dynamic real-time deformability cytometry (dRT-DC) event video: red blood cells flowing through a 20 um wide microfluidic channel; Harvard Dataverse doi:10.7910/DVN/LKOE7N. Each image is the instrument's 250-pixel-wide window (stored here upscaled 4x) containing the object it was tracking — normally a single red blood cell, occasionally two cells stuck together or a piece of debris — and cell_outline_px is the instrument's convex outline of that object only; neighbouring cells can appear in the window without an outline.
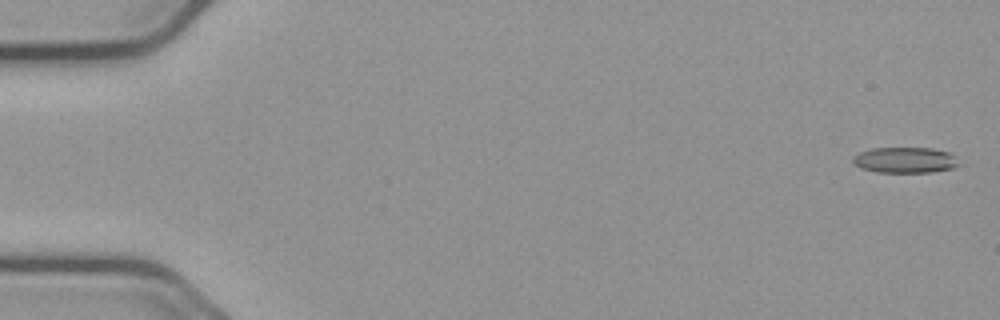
{"species": "common noctule bat (a hibernating species)", "species_latin": "Nyctalus noctula", "temperature_condition": "cold", "stored_images_in_passage": 11, "camera_frame_rate_fps": 3000, "um_per_image_px": 0.085, "animal": {"sex": "male", "body_mass_g": 23.1, "forearm_length_mm": 52.7}, "frame": {"image": 1, "passage_image": 1, "time_ms": 0.0, "image_size_px": [1000, 320], "cell_outline_px": [[968, 164], [952, 168], [932, 172], [876, 172], [860, 168], [852, 164], [852, 156], [860, 152], [872, 148], [932, 148], [948, 152], [956, 156]], "centroid_in_image_um": [77.01, 13.61], "position_along_channel_um": 8.0, "area_um2": 16.42}}